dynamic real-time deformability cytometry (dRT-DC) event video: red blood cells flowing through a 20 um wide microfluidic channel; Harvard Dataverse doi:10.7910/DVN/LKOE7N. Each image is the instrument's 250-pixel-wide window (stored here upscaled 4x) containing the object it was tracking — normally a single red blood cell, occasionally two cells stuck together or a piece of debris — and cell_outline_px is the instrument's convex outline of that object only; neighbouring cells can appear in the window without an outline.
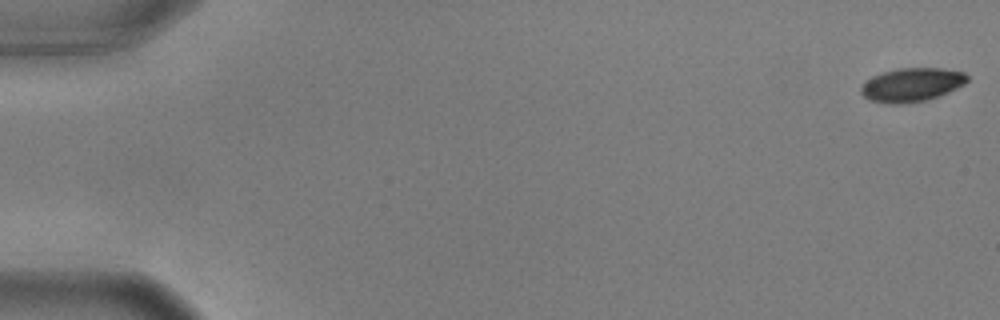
{"species": "common noctule bat (a hibernating species)", "species_latin": "Nyctalus noctula", "temperature_condition": "warm", "stored_images_in_passage": 56, "camera_frame_rate_fps": 3000, "um_per_image_px": 0.085, "animal": {"sex": "male", "body_mass_g": 17.9, "forearm_length_mm": 54.2}, "frame": {"image": 1, "passage_image": 1, "time_ms": 0.0, "image_size_px": [1000, 320], "cell_outline_px": [[968, 80], [964, 84], [940, 96], [924, 100], [900, 104], [884, 104], [868, 100], [860, 92], [860, 88], [872, 76], [884, 72], [900, 68], [940, 68], [964, 72], [968, 76]], "centroid_in_image_um": [77.49, 7.21], "position_along_channel_um": 7.5, "area_um2": 20.81}}
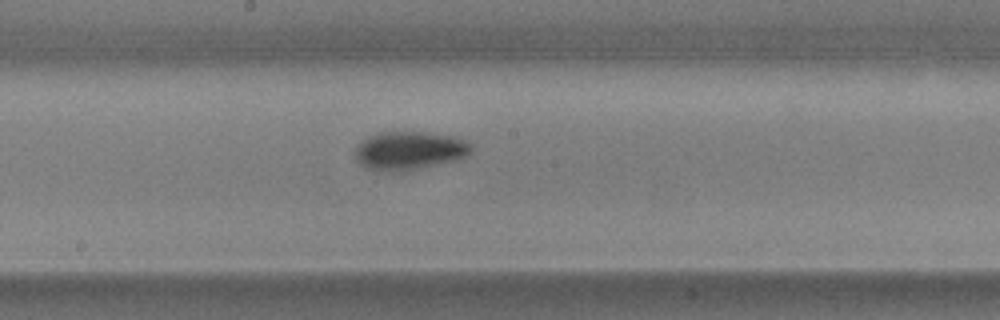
{"frame": {"image": 2, "passage_image": 31, "time_ms": 10.0, "image_size_px": [1000, 320], "cell_outline_px": [[472, 152], [460, 160], [400, 172], [392, 172], [368, 168], [360, 164], [356, 160], [352, 152], [356, 144], [368, 136], [380, 132], [428, 132], [452, 136], [464, 140], [472, 144]], "centroid_in_image_um": [34.78, 12.8], "position_along_channel_um": 213.4, "area_um2": 26.47}}
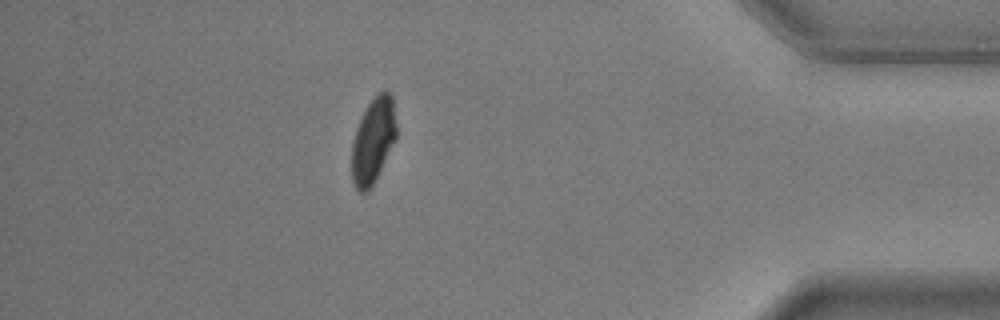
{"frame": {"image": 3, "passage_image": 50, "time_ms": 16.333, "image_size_px": [1000, 320], "cell_outline_px": [[396, 140], [368, 192], [360, 192], [356, 188], [352, 180], [352, 140], [356, 128], [368, 104], [380, 92], [388, 92], [392, 96], [396, 124]], "centroid_in_image_um": [31.71, 11.97], "position_along_channel_um": 403.5, "area_um2": 21.85}, "authors_computed_cell_mechanics": {"area_um2": 23.4668, "velocity_mm_per_s": 3.6157, "shape_relaxation_time_tau1_ms": 2.6164, "shape_relaxation_time_tau2_ms": 2.7531, "deformation_change_tau1": 0.1293, "deformation_change_tau2": 0.0453}}